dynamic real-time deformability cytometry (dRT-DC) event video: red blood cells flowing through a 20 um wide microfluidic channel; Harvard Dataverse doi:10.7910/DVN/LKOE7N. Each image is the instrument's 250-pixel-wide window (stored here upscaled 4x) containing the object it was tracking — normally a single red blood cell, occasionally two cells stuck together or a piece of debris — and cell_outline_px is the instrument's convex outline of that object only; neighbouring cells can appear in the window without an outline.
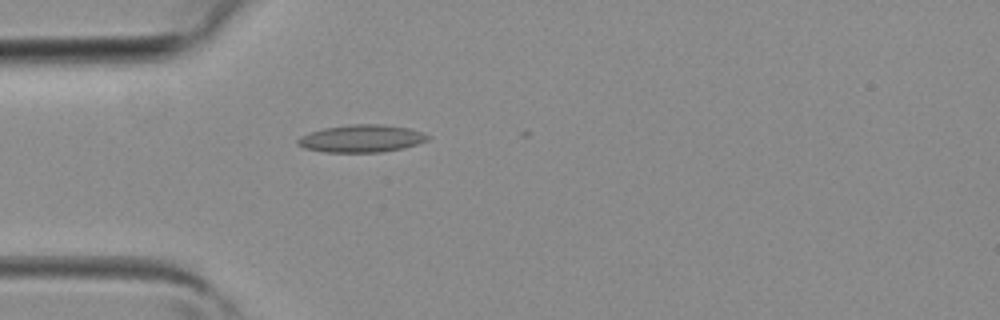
{"species": "common noctule bat (a hibernating species)", "species_latin": "Nyctalus noctula", "temperature_condition": "room temperature", "stored_images_in_passage": 3, "camera_frame_rate_fps": 3000, "um_per_image_px": 0.085, "animal": {"sex": "female", "body_mass_g": 19.3, "forearm_length_mm": 54.1}, "frame": {"image": 1, "passage_image": 3, "time_ms": 0.667, "image_size_px": [1000, 320], "cell_outline_px": [[432, 136], [428, 140], [404, 148], [380, 152], [324, 152], [304, 148], [296, 144], [296, 140], [300, 136], [324, 128], [352, 124], [380, 124], [408, 128]], "centroid_in_image_um": [30.71, 11.78], "position_along_channel_um": 54.3, "area_um2": 20.75}}